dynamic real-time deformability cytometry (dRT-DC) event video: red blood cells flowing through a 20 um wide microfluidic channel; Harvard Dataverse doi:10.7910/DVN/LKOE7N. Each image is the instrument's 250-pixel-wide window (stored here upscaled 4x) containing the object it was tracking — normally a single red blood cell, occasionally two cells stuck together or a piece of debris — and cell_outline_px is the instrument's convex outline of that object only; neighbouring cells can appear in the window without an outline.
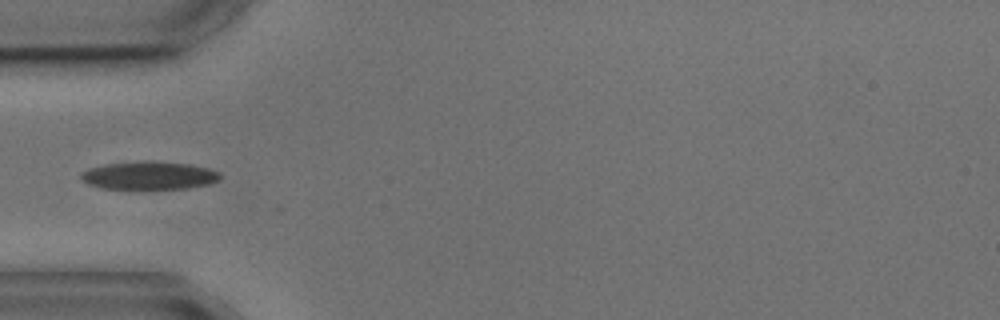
{"species": "common noctule bat (a hibernating species)", "species_latin": "Nyctalus noctula", "temperature_condition": "cold", "stored_images_in_passage": 5, "camera_frame_rate_fps": 3000, "um_per_image_px": 0.085, "animal": {"sex": "male", "body_mass_g": 17.9, "forearm_length_mm": 54.2}, "frame": {"image": 1, "passage_image": 4, "time_ms": 4.333, "image_size_px": [1000, 320], "cell_outline_px": [[220, 180], [208, 184], [188, 188], [104, 188], [88, 184], [80, 176], [80, 172], [88, 168], [104, 164], [144, 160], [152, 160], [188, 164], [208, 168], [220, 172]], "centroid_in_image_um": [12.67, 14.89], "position_along_channel_um": 72.3, "area_um2": 22.72}}